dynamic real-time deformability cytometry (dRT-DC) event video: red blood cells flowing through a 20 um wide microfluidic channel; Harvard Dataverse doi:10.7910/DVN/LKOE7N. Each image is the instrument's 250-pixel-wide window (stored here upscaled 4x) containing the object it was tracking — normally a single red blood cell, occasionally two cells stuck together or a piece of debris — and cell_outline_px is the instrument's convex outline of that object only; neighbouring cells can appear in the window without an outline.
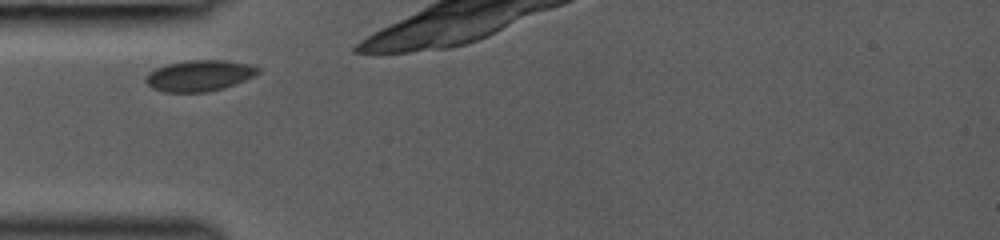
{"species": "common noctule bat (a hibernating species)", "species_latin": "Nyctalus noctula", "temperature_condition": "room temperature", "stored_images_in_passage": 47, "camera_frame_rate_fps": 3000, "um_per_image_px": 0.085, "animal": {"sex": "female", "body_mass_g": 19.0, "forearm_length_mm": 53.3}, "frame": {"image": 1, "passage_image": 2, "time_ms": 0.333, "image_size_px": [1000, 240], "cell_outline_px": [[260, 72], [244, 80], [224, 88], [208, 92], [164, 92], [152, 88], [144, 80], [144, 76], [148, 72], [156, 68], [168, 64], [188, 60], [224, 60], [248, 64], [260, 68]], "centroid_in_image_um": [16.91, 6.43], "position_along_channel_um": 68.1, "area_um2": 20.29}}
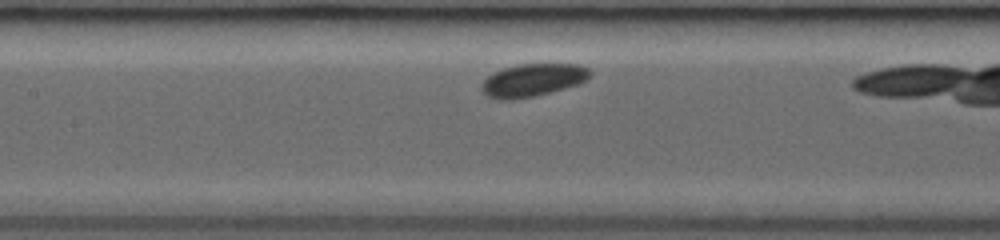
{"frame": {"image": 2, "passage_image": 20, "time_ms": 2.667, "image_size_px": [1000, 240], "cell_outline_px": [[592, 72], [580, 84], [532, 96], [512, 100], [496, 100], [488, 96], [480, 88], [480, 84], [492, 72], [516, 64], [580, 64], [588, 68]], "centroid_in_image_um": [45.24, 6.8], "position_along_channel_um": 162.2, "area_um2": 20.69}}
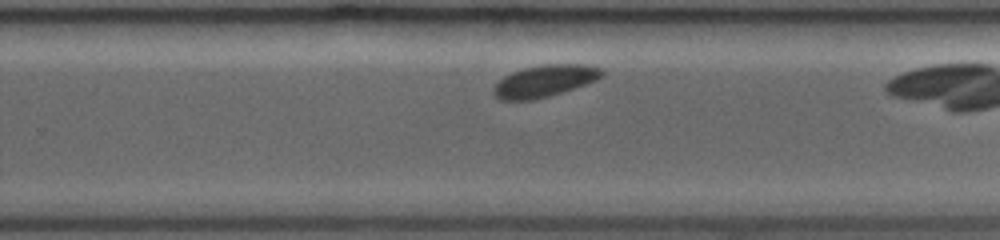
{"frame": {"image": 3, "passage_image": 44, "time_ms": 5.667, "image_size_px": [1000, 240], "cell_outline_px": [[604, 72], [596, 80], [548, 96], [532, 100], [500, 100], [492, 92], [496, 84], [504, 76], [512, 72], [524, 68], [544, 64], [588, 64], [604, 68]], "centroid_in_image_um": [46.3, 6.86], "position_along_channel_um": 283.5, "area_um2": 19.88}}